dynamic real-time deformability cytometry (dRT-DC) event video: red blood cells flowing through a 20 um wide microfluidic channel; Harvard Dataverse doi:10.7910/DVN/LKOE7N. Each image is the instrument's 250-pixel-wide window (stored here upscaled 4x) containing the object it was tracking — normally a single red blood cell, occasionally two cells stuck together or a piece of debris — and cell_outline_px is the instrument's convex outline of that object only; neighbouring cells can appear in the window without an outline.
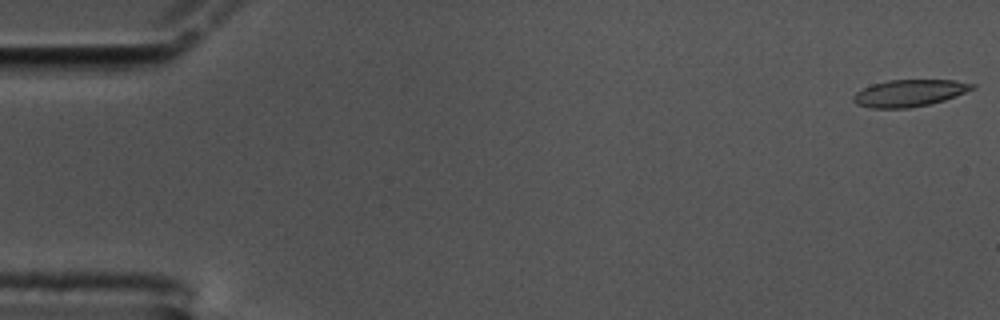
{"species": "common noctule bat (a hibernating species)", "species_latin": "Nyctalus noctula", "temperature_condition": "cold", "stored_images_in_passage": 59, "camera_frame_rate_fps": 3000, "um_per_image_px": 0.085, "animal": {"sex": "male", "body_mass_g": 17.5, "forearm_length_mm": 52.3}, "frame": {"image": 1, "passage_image": 1, "time_ms": 0.0, "image_size_px": [1000, 320], "cell_outline_px": [[976, 88], [956, 96], [944, 100], [928, 104], [908, 108], [872, 108], [856, 104], [852, 100], [852, 96], [856, 92], [872, 84], [888, 80], [956, 80], [976, 84]], "centroid_in_image_um": [77.3, 7.9], "position_along_channel_um": 7.7, "area_um2": 18.67}}
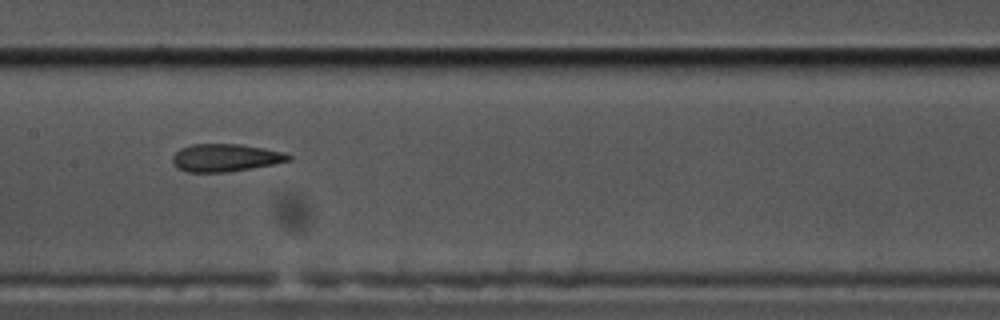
{"frame": {"image": 2, "passage_image": 29, "time_ms": 9.333, "image_size_px": [1000, 320], "cell_outline_px": [[292, 160], [252, 168], [228, 172], [188, 172], [176, 168], [172, 160], [172, 156], [180, 148], [192, 144], [240, 144], [264, 148], [284, 152], [292, 156]], "centroid_in_image_um": [19.15, 13.41], "position_along_channel_um": 188.2, "area_um2": 18.79}}
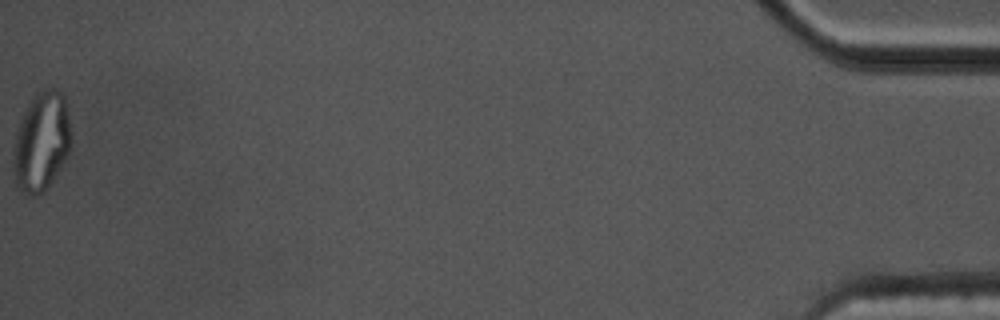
{"frame": {"image": 3, "passage_image": 59, "time_ms": 19.333, "image_size_px": [1000, 320], "cell_outline_px": [[72, 140], [68, 156], [44, 192], [36, 196], [32, 196], [24, 192], [16, 184], [12, 168], [12, 148], [16, 132], [20, 120], [24, 112], [36, 92], [44, 88], [56, 88], [64, 96], [68, 104], [72, 132]], "centroid_in_image_um": [3.54, 12.02], "position_along_channel_um": 431.7, "area_um2": 34.16}, "authors_computed_cell_mechanics": {"area_um2": 19.652, "velocity_mm_per_s": 3.4322, "shape_relaxation_time_tau1_ms": null, "shape_relaxation_time_tau2_ms": 1.8506, "deformation_change_tau1": null, "deformation_change_tau2": 0.1049}}